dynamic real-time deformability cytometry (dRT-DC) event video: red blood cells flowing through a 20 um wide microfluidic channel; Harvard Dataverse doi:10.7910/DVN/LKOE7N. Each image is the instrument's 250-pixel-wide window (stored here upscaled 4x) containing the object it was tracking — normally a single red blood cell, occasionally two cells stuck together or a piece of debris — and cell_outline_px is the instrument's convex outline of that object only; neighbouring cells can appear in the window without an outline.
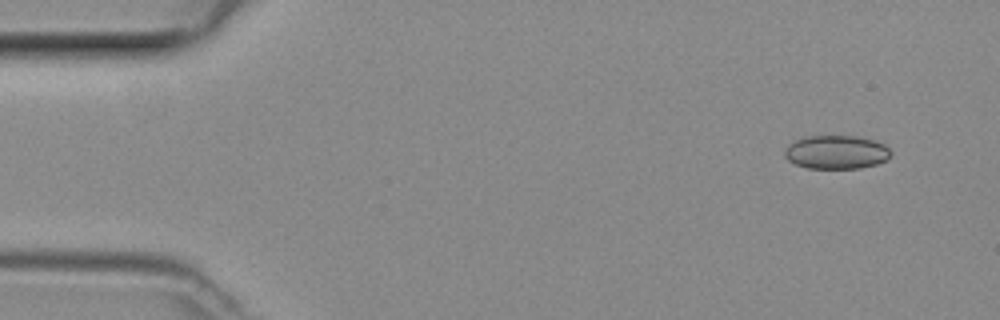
{"species": "common noctule bat (a hibernating species)", "species_latin": "Nyctalus noctula", "temperature_condition": "room temperature", "stored_images_in_passage": 45, "camera_frame_rate_fps": 3000, "um_per_image_px": 0.085, "animal": {"sex": "female", "body_mass_g": 29.2, "forearm_length_mm": 56.3}, "frame": {"image": 1, "passage_image": 1, "time_ms": 0.0, "image_size_px": [1000, 320], "cell_outline_px": [[892, 156], [888, 160], [876, 164], [860, 168], [808, 168], [796, 164], [788, 160], [784, 156], [784, 152], [788, 144], [796, 140], [808, 136], [856, 136], [872, 140], [884, 144], [892, 152]], "centroid_in_image_um": [71.11, 12.94], "position_along_channel_um": 13.9, "area_um2": 20.81}}
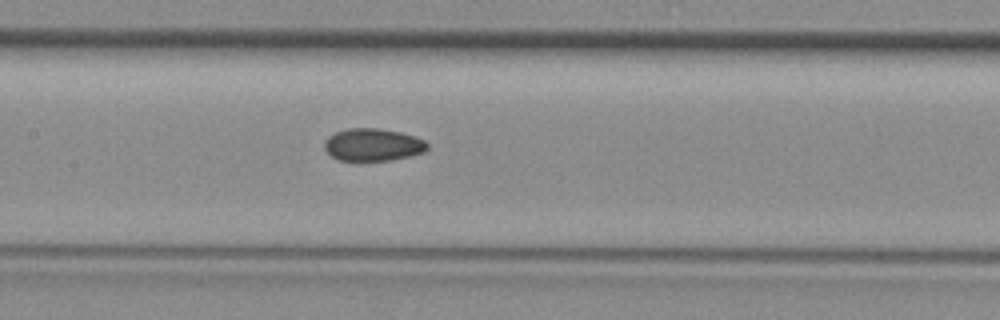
{"frame": {"image": 2, "passage_image": 20, "time_ms": 6.333, "image_size_px": [1000, 320], "cell_outline_px": [[428, 148], [424, 152], [392, 160], [340, 160], [332, 156], [324, 148], [324, 140], [328, 136], [336, 132], [348, 128], [380, 128], [400, 132], [416, 136], [424, 140], [428, 144]], "centroid_in_image_um": [31.7, 12.29], "position_along_channel_um": 175.7, "area_um2": 19.48}}
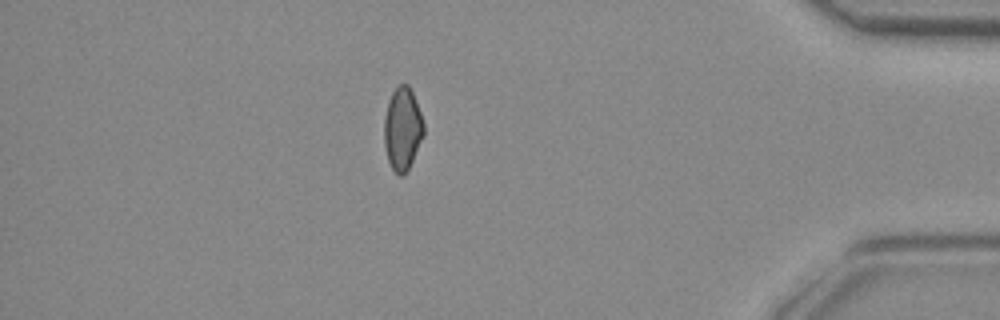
{"frame": {"image": 3, "passage_image": 39, "time_ms": 12.667, "image_size_px": [1000, 320], "cell_outline_px": [[424, 136], [408, 168], [400, 176], [392, 168], [388, 160], [384, 144], [384, 120], [388, 100], [392, 92], [400, 84], [408, 84], [412, 92], [420, 112], [424, 124]], "centroid_in_image_um": [34.21, 10.93], "position_along_channel_um": 401.0, "area_um2": 18.84}}